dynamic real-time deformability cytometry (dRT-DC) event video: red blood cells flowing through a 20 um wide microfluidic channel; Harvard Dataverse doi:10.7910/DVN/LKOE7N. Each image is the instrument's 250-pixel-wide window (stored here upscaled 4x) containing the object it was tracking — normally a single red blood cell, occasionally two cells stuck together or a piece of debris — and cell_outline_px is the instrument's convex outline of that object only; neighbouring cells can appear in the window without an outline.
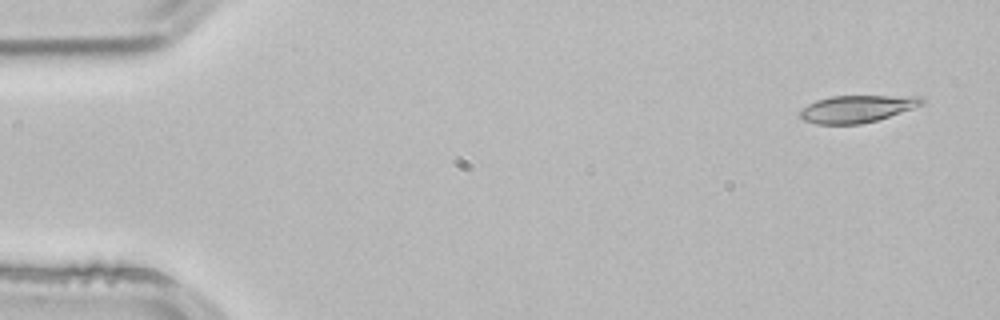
{"species": "common noctule bat (a hibernating species)", "species_latin": "Nyctalus noctula", "temperature_condition": "room temperature", "stored_images_in_passage": 4, "camera_frame_rate_fps": 3000, "um_per_image_px": 0.085, "animal": {"sex": "male", "body_mass_g": 21.5, "forearm_length_mm": 52.0}, "frame": {"image": 1, "passage_image": 1, "time_ms": 0.0, "image_size_px": [1000, 320], "cell_outline_px": [[924, 104], [876, 120], [860, 124], [816, 124], [804, 120], [800, 116], [800, 112], [808, 104], [816, 100], [832, 96], [920, 96], [924, 100]], "centroid_in_image_um": [72.83, 9.24], "position_along_channel_um": 12.2, "area_um2": 19.02}}
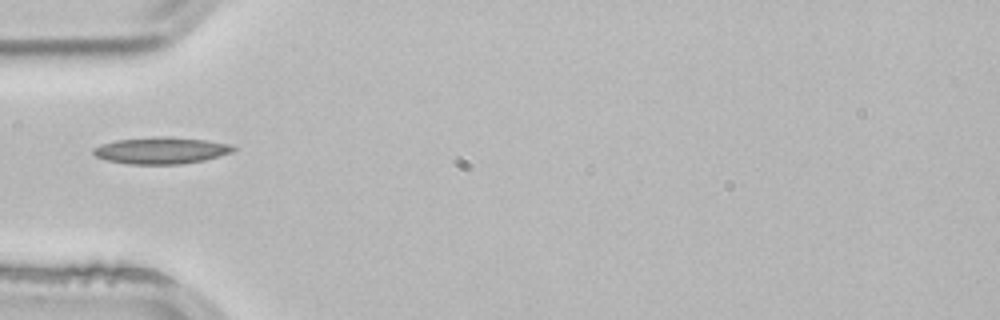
{"frame": {"image": 2, "passage_image": 4, "time_ms": 1.0, "image_size_px": [1000, 320], "cell_outline_px": [[236, 148], [232, 152], [220, 156], [204, 160], [184, 164], [128, 164], [108, 160], [96, 156], [92, 152], [92, 148], [100, 144], [116, 140], [152, 136], [164, 136], [204, 140], [232, 144]], "centroid_in_image_um": [13.69, 12.78], "position_along_channel_um": 71.3, "area_um2": 21.91}}